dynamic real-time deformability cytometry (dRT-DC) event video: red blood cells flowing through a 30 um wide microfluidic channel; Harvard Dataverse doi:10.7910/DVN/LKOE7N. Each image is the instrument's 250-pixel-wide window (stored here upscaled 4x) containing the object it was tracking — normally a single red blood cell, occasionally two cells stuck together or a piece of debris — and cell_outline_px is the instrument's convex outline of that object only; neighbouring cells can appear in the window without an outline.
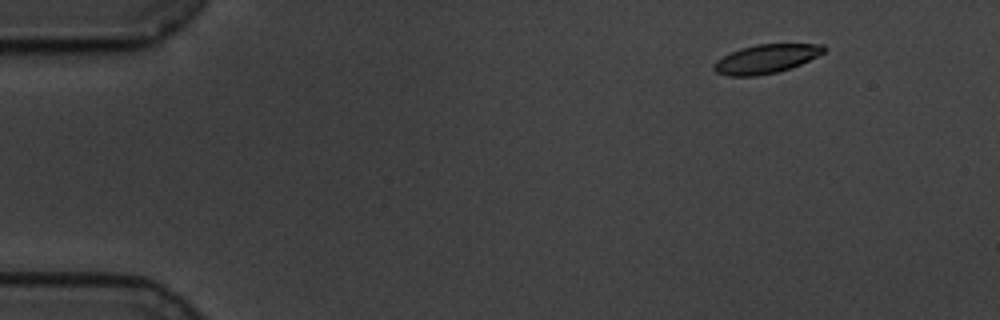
{"species": "common noctule bat (a hibernating species)", "species_latin": "Nyctalus noctula", "temperature_condition": "cold", "stored_images_in_passage": 54, "camera_frame_rate_fps": 3000, "um_per_image_px": 0.085, "animal": {"sex": "male", "body_mass_g": 19.5, "forearm_length_mm": 54.6}, "frame": {"image": 1, "passage_image": 1, "time_ms": 0.0, "image_size_px": [1000, 320], "cell_outline_px": [[828, 48], [824, 52], [800, 64], [776, 72], [756, 76], [728, 76], [716, 72], [712, 68], [712, 64], [716, 60], [740, 48], [756, 44], [824, 44]], "centroid_in_image_um": [65.09, 5.0], "position_along_channel_um": 19.9, "area_um2": 18.38}}
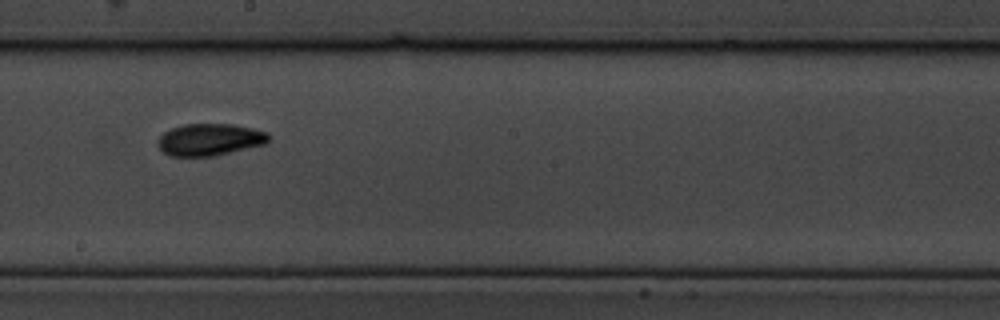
{"frame": {"image": 2, "passage_image": 28, "time_ms": 9.0, "image_size_px": [1000, 320], "cell_outline_px": [[268, 140], [264, 144], [216, 156], [168, 156], [156, 144], [156, 140], [164, 132], [172, 128], [184, 124], [232, 124], [252, 128], [268, 132]], "centroid_in_image_um": [17.79, 11.87], "position_along_channel_um": 230.4, "area_um2": 20.69}}
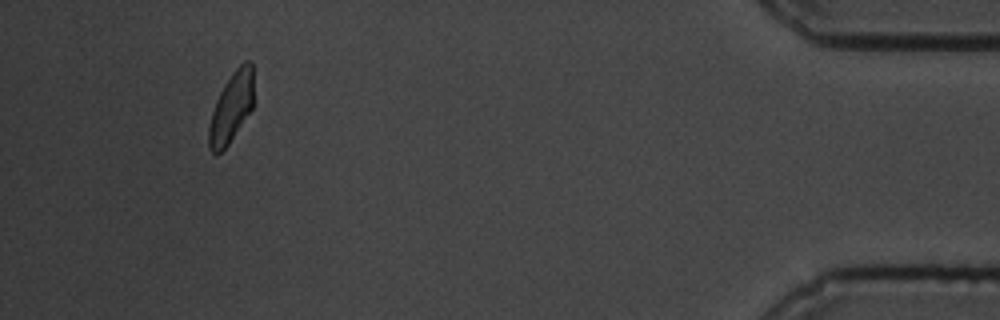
{"frame": {"image": 3, "passage_image": 50, "time_ms": 16.333, "image_size_px": [1000, 320], "cell_outline_px": [[252, 108], [228, 144], [216, 156], [208, 148], [208, 128], [212, 112], [216, 100], [224, 84], [232, 72], [244, 60], [252, 60]], "centroid_in_image_um": [19.63, 9.13], "position_along_channel_um": 415.6, "area_um2": 18.09}, "authors_computed_cell_mechanics": {"area_um2": 19.4497, "velocity_mm_per_s": 3.3868, "shape_relaxation_time_tau1_ms": 1.9687, "shape_relaxation_time_tau2_ms": 2.8306, "deformation_change_tau1": 0.1164, "deformation_change_tau2": 0.0685}}